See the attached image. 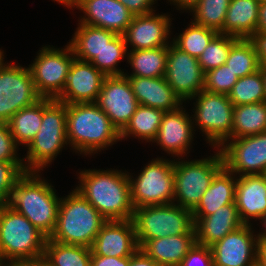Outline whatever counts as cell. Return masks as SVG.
<instances>
[{
  "mask_svg": "<svg viewBox=\"0 0 266 266\" xmlns=\"http://www.w3.org/2000/svg\"><path fill=\"white\" fill-rule=\"evenodd\" d=\"M139 249L133 220L106 221L91 247L92 255L132 256Z\"/></svg>",
  "mask_w": 266,
  "mask_h": 266,
  "instance_id": "cell-21",
  "label": "cell"
},
{
  "mask_svg": "<svg viewBox=\"0 0 266 266\" xmlns=\"http://www.w3.org/2000/svg\"><path fill=\"white\" fill-rule=\"evenodd\" d=\"M128 266H160L140 248L131 256Z\"/></svg>",
  "mask_w": 266,
  "mask_h": 266,
  "instance_id": "cell-47",
  "label": "cell"
},
{
  "mask_svg": "<svg viewBox=\"0 0 266 266\" xmlns=\"http://www.w3.org/2000/svg\"><path fill=\"white\" fill-rule=\"evenodd\" d=\"M90 247L46 239L44 257L50 266H91Z\"/></svg>",
  "mask_w": 266,
  "mask_h": 266,
  "instance_id": "cell-33",
  "label": "cell"
},
{
  "mask_svg": "<svg viewBox=\"0 0 266 266\" xmlns=\"http://www.w3.org/2000/svg\"><path fill=\"white\" fill-rule=\"evenodd\" d=\"M249 40L254 45L260 65L266 64V32H256Z\"/></svg>",
  "mask_w": 266,
  "mask_h": 266,
  "instance_id": "cell-46",
  "label": "cell"
},
{
  "mask_svg": "<svg viewBox=\"0 0 266 266\" xmlns=\"http://www.w3.org/2000/svg\"><path fill=\"white\" fill-rule=\"evenodd\" d=\"M28 65L37 93L42 98L56 99L63 91L73 61L76 59L71 46L64 48L44 46Z\"/></svg>",
  "mask_w": 266,
  "mask_h": 266,
  "instance_id": "cell-11",
  "label": "cell"
},
{
  "mask_svg": "<svg viewBox=\"0 0 266 266\" xmlns=\"http://www.w3.org/2000/svg\"><path fill=\"white\" fill-rule=\"evenodd\" d=\"M105 78L106 75L91 62L75 59L56 100L65 104L96 102Z\"/></svg>",
  "mask_w": 266,
  "mask_h": 266,
  "instance_id": "cell-19",
  "label": "cell"
},
{
  "mask_svg": "<svg viewBox=\"0 0 266 266\" xmlns=\"http://www.w3.org/2000/svg\"><path fill=\"white\" fill-rule=\"evenodd\" d=\"M260 71H261V75L263 78V82H264V91H265V96H266V64H262L260 65Z\"/></svg>",
  "mask_w": 266,
  "mask_h": 266,
  "instance_id": "cell-54",
  "label": "cell"
},
{
  "mask_svg": "<svg viewBox=\"0 0 266 266\" xmlns=\"http://www.w3.org/2000/svg\"><path fill=\"white\" fill-rule=\"evenodd\" d=\"M168 1V0H167ZM200 0H169L170 4L176 6L177 10L190 11L198 4Z\"/></svg>",
  "mask_w": 266,
  "mask_h": 266,
  "instance_id": "cell-49",
  "label": "cell"
},
{
  "mask_svg": "<svg viewBox=\"0 0 266 266\" xmlns=\"http://www.w3.org/2000/svg\"><path fill=\"white\" fill-rule=\"evenodd\" d=\"M191 115L194 128L200 129L206 136V142L219 148L232 134L234 106L228 95L200 91L190 100H194ZM193 116V117H192ZM196 126V127H195Z\"/></svg>",
  "mask_w": 266,
  "mask_h": 266,
  "instance_id": "cell-10",
  "label": "cell"
},
{
  "mask_svg": "<svg viewBox=\"0 0 266 266\" xmlns=\"http://www.w3.org/2000/svg\"><path fill=\"white\" fill-rule=\"evenodd\" d=\"M107 220L77 190L61 197L55 229L49 239L63 244L92 247Z\"/></svg>",
  "mask_w": 266,
  "mask_h": 266,
  "instance_id": "cell-4",
  "label": "cell"
},
{
  "mask_svg": "<svg viewBox=\"0 0 266 266\" xmlns=\"http://www.w3.org/2000/svg\"><path fill=\"white\" fill-rule=\"evenodd\" d=\"M117 34L104 28L78 23L68 42L76 59L91 62Z\"/></svg>",
  "mask_w": 266,
  "mask_h": 266,
  "instance_id": "cell-28",
  "label": "cell"
},
{
  "mask_svg": "<svg viewBox=\"0 0 266 266\" xmlns=\"http://www.w3.org/2000/svg\"><path fill=\"white\" fill-rule=\"evenodd\" d=\"M257 32H266V2H260Z\"/></svg>",
  "mask_w": 266,
  "mask_h": 266,
  "instance_id": "cell-51",
  "label": "cell"
},
{
  "mask_svg": "<svg viewBox=\"0 0 266 266\" xmlns=\"http://www.w3.org/2000/svg\"><path fill=\"white\" fill-rule=\"evenodd\" d=\"M132 220L139 248L148 240L187 234L194 228L192 211L174 203L135 208Z\"/></svg>",
  "mask_w": 266,
  "mask_h": 266,
  "instance_id": "cell-8",
  "label": "cell"
},
{
  "mask_svg": "<svg viewBox=\"0 0 266 266\" xmlns=\"http://www.w3.org/2000/svg\"><path fill=\"white\" fill-rule=\"evenodd\" d=\"M42 97L37 93L29 67L0 60V122H8L19 110Z\"/></svg>",
  "mask_w": 266,
  "mask_h": 266,
  "instance_id": "cell-12",
  "label": "cell"
},
{
  "mask_svg": "<svg viewBox=\"0 0 266 266\" xmlns=\"http://www.w3.org/2000/svg\"><path fill=\"white\" fill-rule=\"evenodd\" d=\"M233 106L266 101L264 82L260 69L250 75L239 78L228 94Z\"/></svg>",
  "mask_w": 266,
  "mask_h": 266,
  "instance_id": "cell-37",
  "label": "cell"
},
{
  "mask_svg": "<svg viewBox=\"0 0 266 266\" xmlns=\"http://www.w3.org/2000/svg\"><path fill=\"white\" fill-rule=\"evenodd\" d=\"M235 36L218 33L208 44L198 62L203 73L226 64L231 47L239 40Z\"/></svg>",
  "mask_w": 266,
  "mask_h": 266,
  "instance_id": "cell-39",
  "label": "cell"
},
{
  "mask_svg": "<svg viewBox=\"0 0 266 266\" xmlns=\"http://www.w3.org/2000/svg\"><path fill=\"white\" fill-rule=\"evenodd\" d=\"M252 224H243L210 246L214 266H255L257 236Z\"/></svg>",
  "mask_w": 266,
  "mask_h": 266,
  "instance_id": "cell-16",
  "label": "cell"
},
{
  "mask_svg": "<svg viewBox=\"0 0 266 266\" xmlns=\"http://www.w3.org/2000/svg\"><path fill=\"white\" fill-rule=\"evenodd\" d=\"M5 266H50L44 256L33 259H15L5 263Z\"/></svg>",
  "mask_w": 266,
  "mask_h": 266,
  "instance_id": "cell-48",
  "label": "cell"
},
{
  "mask_svg": "<svg viewBox=\"0 0 266 266\" xmlns=\"http://www.w3.org/2000/svg\"><path fill=\"white\" fill-rule=\"evenodd\" d=\"M261 220L260 223L261 225L264 226L265 229H263L260 233H257L256 236H257V239H266V213L259 219Z\"/></svg>",
  "mask_w": 266,
  "mask_h": 266,
  "instance_id": "cell-52",
  "label": "cell"
},
{
  "mask_svg": "<svg viewBox=\"0 0 266 266\" xmlns=\"http://www.w3.org/2000/svg\"><path fill=\"white\" fill-rule=\"evenodd\" d=\"M259 5L258 0H231L223 34L249 39L257 32Z\"/></svg>",
  "mask_w": 266,
  "mask_h": 266,
  "instance_id": "cell-27",
  "label": "cell"
},
{
  "mask_svg": "<svg viewBox=\"0 0 266 266\" xmlns=\"http://www.w3.org/2000/svg\"><path fill=\"white\" fill-rule=\"evenodd\" d=\"M25 172L24 162L0 161V207L7 205L13 187Z\"/></svg>",
  "mask_w": 266,
  "mask_h": 266,
  "instance_id": "cell-41",
  "label": "cell"
},
{
  "mask_svg": "<svg viewBox=\"0 0 266 266\" xmlns=\"http://www.w3.org/2000/svg\"><path fill=\"white\" fill-rule=\"evenodd\" d=\"M216 151L203 159H174V204L190 211L197 207L215 175L224 167L221 151L219 148Z\"/></svg>",
  "mask_w": 266,
  "mask_h": 266,
  "instance_id": "cell-7",
  "label": "cell"
},
{
  "mask_svg": "<svg viewBox=\"0 0 266 266\" xmlns=\"http://www.w3.org/2000/svg\"><path fill=\"white\" fill-rule=\"evenodd\" d=\"M66 136L79 154L94 155L120 141V132L95 102L66 104Z\"/></svg>",
  "mask_w": 266,
  "mask_h": 266,
  "instance_id": "cell-2",
  "label": "cell"
},
{
  "mask_svg": "<svg viewBox=\"0 0 266 266\" xmlns=\"http://www.w3.org/2000/svg\"><path fill=\"white\" fill-rule=\"evenodd\" d=\"M226 64L239 78L250 75L260 68L253 43L249 39L242 38L231 47Z\"/></svg>",
  "mask_w": 266,
  "mask_h": 266,
  "instance_id": "cell-34",
  "label": "cell"
},
{
  "mask_svg": "<svg viewBox=\"0 0 266 266\" xmlns=\"http://www.w3.org/2000/svg\"><path fill=\"white\" fill-rule=\"evenodd\" d=\"M127 62L133 71L130 75L125 72V76L163 77L166 72L167 46L142 50L128 49Z\"/></svg>",
  "mask_w": 266,
  "mask_h": 266,
  "instance_id": "cell-30",
  "label": "cell"
},
{
  "mask_svg": "<svg viewBox=\"0 0 266 266\" xmlns=\"http://www.w3.org/2000/svg\"><path fill=\"white\" fill-rule=\"evenodd\" d=\"M179 266H214L211 248L196 243Z\"/></svg>",
  "mask_w": 266,
  "mask_h": 266,
  "instance_id": "cell-43",
  "label": "cell"
},
{
  "mask_svg": "<svg viewBox=\"0 0 266 266\" xmlns=\"http://www.w3.org/2000/svg\"><path fill=\"white\" fill-rule=\"evenodd\" d=\"M219 150L224 166L234 175L266 174V132L226 140Z\"/></svg>",
  "mask_w": 266,
  "mask_h": 266,
  "instance_id": "cell-13",
  "label": "cell"
},
{
  "mask_svg": "<svg viewBox=\"0 0 266 266\" xmlns=\"http://www.w3.org/2000/svg\"><path fill=\"white\" fill-rule=\"evenodd\" d=\"M75 7V8H74ZM80 9L79 23L104 28L123 35L134 15L118 0H78L72 9Z\"/></svg>",
  "mask_w": 266,
  "mask_h": 266,
  "instance_id": "cell-20",
  "label": "cell"
},
{
  "mask_svg": "<svg viewBox=\"0 0 266 266\" xmlns=\"http://www.w3.org/2000/svg\"><path fill=\"white\" fill-rule=\"evenodd\" d=\"M0 266H5V262H4L3 259L1 258V255H0Z\"/></svg>",
  "mask_w": 266,
  "mask_h": 266,
  "instance_id": "cell-56",
  "label": "cell"
},
{
  "mask_svg": "<svg viewBox=\"0 0 266 266\" xmlns=\"http://www.w3.org/2000/svg\"><path fill=\"white\" fill-rule=\"evenodd\" d=\"M237 176L225 166L215 175L211 185L192 211L193 217H205L235 201Z\"/></svg>",
  "mask_w": 266,
  "mask_h": 266,
  "instance_id": "cell-26",
  "label": "cell"
},
{
  "mask_svg": "<svg viewBox=\"0 0 266 266\" xmlns=\"http://www.w3.org/2000/svg\"><path fill=\"white\" fill-rule=\"evenodd\" d=\"M258 266H266V239L257 240V263Z\"/></svg>",
  "mask_w": 266,
  "mask_h": 266,
  "instance_id": "cell-50",
  "label": "cell"
},
{
  "mask_svg": "<svg viewBox=\"0 0 266 266\" xmlns=\"http://www.w3.org/2000/svg\"><path fill=\"white\" fill-rule=\"evenodd\" d=\"M43 118V98L14 114L7 122L18 146L27 147L38 133ZM22 144V145H21Z\"/></svg>",
  "mask_w": 266,
  "mask_h": 266,
  "instance_id": "cell-32",
  "label": "cell"
},
{
  "mask_svg": "<svg viewBox=\"0 0 266 266\" xmlns=\"http://www.w3.org/2000/svg\"><path fill=\"white\" fill-rule=\"evenodd\" d=\"M66 104L56 99L43 98L42 124L34 139L27 146L22 158L26 172H40L54 161L65 145ZM53 160V161H52Z\"/></svg>",
  "mask_w": 266,
  "mask_h": 266,
  "instance_id": "cell-5",
  "label": "cell"
},
{
  "mask_svg": "<svg viewBox=\"0 0 266 266\" xmlns=\"http://www.w3.org/2000/svg\"><path fill=\"white\" fill-rule=\"evenodd\" d=\"M54 2L56 1L59 4L66 6L67 8H72V6L78 1V0H53Z\"/></svg>",
  "mask_w": 266,
  "mask_h": 266,
  "instance_id": "cell-53",
  "label": "cell"
},
{
  "mask_svg": "<svg viewBox=\"0 0 266 266\" xmlns=\"http://www.w3.org/2000/svg\"><path fill=\"white\" fill-rule=\"evenodd\" d=\"M127 78L140 105L164 112L174 111L183 105L164 76L158 78L127 76Z\"/></svg>",
  "mask_w": 266,
  "mask_h": 266,
  "instance_id": "cell-24",
  "label": "cell"
},
{
  "mask_svg": "<svg viewBox=\"0 0 266 266\" xmlns=\"http://www.w3.org/2000/svg\"><path fill=\"white\" fill-rule=\"evenodd\" d=\"M196 243L193 228L187 234L148 240L140 249L160 266H179Z\"/></svg>",
  "mask_w": 266,
  "mask_h": 266,
  "instance_id": "cell-25",
  "label": "cell"
},
{
  "mask_svg": "<svg viewBox=\"0 0 266 266\" xmlns=\"http://www.w3.org/2000/svg\"><path fill=\"white\" fill-rule=\"evenodd\" d=\"M217 34L216 31L191 21L188 27L178 36L172 37L171 41L181 51L198 58Z\"/></svg>",
  "mask_w": 266,
  "mask_h": 266,
  "instance_id": "cell-35",
  "label": "cell"
},
{
  "mask_svg": "<svg viewBox=\"0 0 266 266\" xmlns=\"http://www.w3.org/2000/svg\"><path fill=\"white\" fill-rule=\"evenodd\" d=\"M266 132V101L234 106L232 134L227 140Z\"/></svg>",
  "mask_w": 266,
  "mask_h": 266,
  "instance_id": "cell-29",
  "label": "cell"
},
{
  "mask_svg": "<svg viewBox=\"0 0 266 266\" xmlns=\"http://www.w3.org/2000/svg\"><path fill=\"white\" fill-rule=\"evenodd\" d=\"M3 57H5V56H4V51L0 49V60H1Z\"/></svg>",
  "mask_w": 266,
  "mask_h": 266,
  "instance_id": "cell-55",
  "label": "cell"
},
{
  "mask_svg": "<svg viewBox=\"0 0 266 266\" xmlns=\"http://www.w3.org/2000/svg\"><path fill=\"white\" fill-rule=\"evenodd\" d=\"M19 146L13 138L9 125L6 122H0V161L4 162H23L17 152Z\"/></svg>",
  "mask_w": 266,
  "mask_h": 266,
  "instance_id": "cell-42",
  "label": "cell"
},
{
  "mask_svg": "<svg viewBox=\"0 0 266 266\" xmlns=\"http://www.w3.org/2000/svg\"><path fill=\"white\" fill-rule=\"evenodd\" d=\"M235 205L244 224L266 213V174L237 176Z\"/></svg>",
  "mask_w": 266,
  "mask_h": 266,
  "instance_id": "cell-22",
  "label": "cell"
},
{
  "mask_svg": "<svg viewBox=\"0 0 266 266\" xmlns=\"http://www.w3.org/2000/svg\"><path fill=\"white\" fill-rule=\"evenodd\" d=\"M231 0H200L190 11L195 24L223 34V25Z\"/></svg>",
  "mask_w": 266,
  "mask_h": 266,
  "instance_id": "cell-36",
  "label": "cell"
},
{
  "mask_svg": "<svg viewBox=\"0 0 266 266\" xmlns=\"http://www.w3.org/2000/svg\"><path fill=\"white\" fill-rule=\"evenodd\" d=\"M127 52L124 36L117 34L91 63L106 76L124 75L117 65L123 58L127 59Z\"/></svg>",
  "mask_w": 266,
  "mask_h": 266,
  "instance_id": "cell-38",
  "label": "cell"
},
{
  "mask_svg": "<svg viewBox=\"0 0 266 266\" xmlns=\"http://www.w3.org/2000/svg\"><path fill=\"white\" fill-rule=\"evenodd\" d=\"M197 244L212 246L244 223L241 221L235 202L217 209L205 217H193Z\"/></svg>",
  "mask_w": 266,
  "mask_h": 266,
  "instance_id": "cell-23",
  "label": "cell"
},
{
  "mask_svg": "<svg viewBox=\"0 0 266 266\" xmlns=\"http://www.w3.org/2000/svg\"><path fill=\"white\" fill-rule=\"evenodd\" d=\"M118 1L121 2L133 15H146L156 11L154 10L153 5L157 3V0H118Z\"/></svg>",
  "mask_w": 266,
  "mask_h": 266,
  "instance_id": "cell-44",
  "label": "cell"
},
{
  "mask_svg": "<svg viewBox=\"0 0 266 266\" xmlns=\"http://www.w3.org/2000/svg\"><path fill=\"white\" fill-rule=\"evenodd\" d=\"M168 14L134 15L123 34L127 50L154 49L168 46L171 39V18ZM129 45V46H128Z\"/></svg>",
  "mask_w": 266,
  "mask_h": 266,
  "instance_id": "cell-17",
  "label": "cell"
},
{
  "mask_svg": "<svg viewBox=\"0 0 266 266\" xmlns=\"http://www.w3.org/2000/svg\"><path fill=\"white\" fill-rule=\"evenodd\" d=\"M160 109L140 105L130 118L127 125L120 131V140L131 137L152 142L157 136L163 114Z\"/></svg>",
  "mask_w": 266,
  "mask_h": 266,
  "instance_id": "cell-31",
  "label": "cell"
},
{
  "mask_svg": "<svg viewBox=\"0 0 266 266\" xmlns=\"http://www.w3.org/2000/svg\"><path fill=\"white\" fill-rule=\"evenodd\" d=\"M133 178L128 172L134 208L172 204L174 200V159H152Z\"/></svg>",
  "mask_w": 266,
  "mask_h": 266,
  "instance_id": "cell-9",
  "label": "cell"
},
{
  "mask_svg": "<svg viewBox=\"0 0 266 266\" xmlns=\"http://www.w3.org/2000/svg\"><path fill=\"white\" fill-rule=\"evenodd\" d=\"M194 129L191 116L181 106L163 114L157 136L152 143L156 142L169 155L183 159L182 155L186 156L189 153L194 141Z\"/></svg>",
  "mask_w": 266,
  "mask_h": 266,
  "instance_id": "cell-18",
  "label": "cell"
},
{
  "mask_svg": "<svg viewBox=\"0 0 266 266\" xmlns=\"http://www.w3.org/2000/svg\"><path fill=\"white\" fill-rule=\"evenodd\" d=\"M95 103L119 132L127 125L139 106L125 75L106 76Z\"/></svg>",
  "mask_w": 266,
  "mask_h": 266,
  "instance_id": "cell-15",
  "label": "cell"
},
{
  "mask_svg": "<svg viewBox=\"0 0 266 266\" xmlns=\"http://www.w3.org/2000/svg\"><path fill=\"white\" fill-rule=\"evenodd\" d=\"M130 258L91 255V266H128Z\"/></svg>",
  "mask_w": 266,
  "mask_h": 266,
  "instance_id": "cell-45",
  "label": "cell"
},
{
  "mask_svg": "<svg viewBox=\"0 0 266 266\" xmlns=\"http://www.w3.org/2000/svg\"><path fill=\"white\" fill-rule=\"evenodd\" d=\"M77 190L107 220H131L134 206L128 172L125 170H81Z\"/></svg>",
  "mask_w": 266,
  "mask_h": 266,
  "instance_id": "cell-1",
  "label": "cell"
},
{
  "mask_svg": "<svg viewBox=\"0 0 266 266\" xmlns=\"http://www.w3.org/2000/svg\"><path fill=\"white\" fill-rule=\"evenodd\" d=\"M238 79L239 77L229 69V66L223 64L204 74L203 90L211 93L228 95Z\"/></svg>",
  "mask_w": 266,
  "mask_h": 266,
  "instance_id": "cell-40",
  "label": "cell"
},
{
  "mask_svg": "<svg viewBox=\"0 0 266 266\" xmlns=\"http://www.w3.org/2000/svg\"><path fill=\"white\" fill-rule=\"evenodd\" d=\"M40 173L25 172L13 187L7 206L24 215L49 238L56 226L61 197Z\"/></svg>",
  "mask_w": 266,
  "mask_h": 266,
  "instance_id": "cell-3",
  "label": "cell"
},
{
  "mask_svg": "<svg viewBox=\"0 0 266 266\" xmlns=\"http://www.w3.org/2000/svg\"><path fill=\"white\" fill-rule=\"evenodd\" d=\"M164 77L181 99L188 102L204 88V73L195 58L181 51L172 42L167 46V63Z\"/></svg>",
  "mask_w": 266,
  "mask_h": 266,
  "instance_id": "cell-14",
  "label": "cell"
},
{
  "mask_svg": "<svg viewBox=\"0 0 266 266\" xmlns=\"http://www.w3.org/2000/svg\"><path fill=\"white\" fill-rule=\"evenodd\" d=\"M47 237L24 215L0 207V255L4 262L44 256Z\"/></svg>",
  "mask_w": 266,
  "mask_h": 266,
  "instance_id": "cell-6",
  "label": "cell"
}]
</instances>
